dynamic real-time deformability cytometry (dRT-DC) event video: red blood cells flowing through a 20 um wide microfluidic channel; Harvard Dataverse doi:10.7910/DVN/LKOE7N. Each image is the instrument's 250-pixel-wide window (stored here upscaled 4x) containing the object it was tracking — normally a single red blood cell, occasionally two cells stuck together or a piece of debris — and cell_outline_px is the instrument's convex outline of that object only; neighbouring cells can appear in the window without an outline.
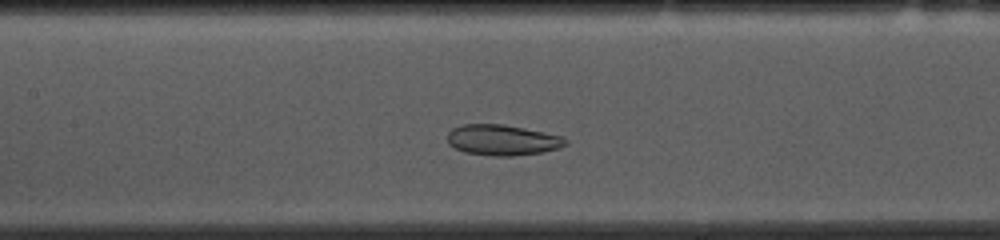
{"species": "common noctule bat (a hibernating species)", "species_latin": "Nyctalus noctula", "temperature_condition": "cold", "stored_images_in_passage": 38, "camera_frame_rate_fps": 3000, "um_per_image_px": 0.085, "animal": {"sex": "female", "body_mass_g": 10.0, "forearm_length_mm": 53.1}, "frame": {"image": 1, "passage_image": 18, "time_ms": 5.667, "image_size_px": [1000, 240], "cell_outline_px": [[568, 144], [560, 148], [544, 152], [512, 156], [492, 156], [464, 152], [448, 144], [448, 132], [452, 128], [464, 124], [504, 124], [544, 132], [560, 136], [568, 140]], "centroid_in_image_um": [42.71, 11.91], "position_along_channel_um": 164.7, "area_um2": 21.21}}
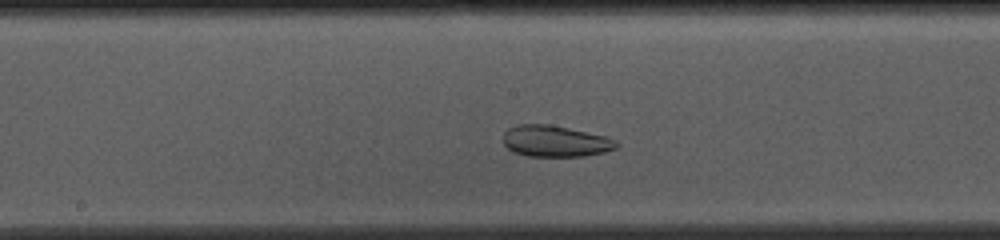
{"frame": {"image": 2, "passage_image": 21, "time_ms": 6.667, "image_size_px": [1000, 240], "cell_outline_px": [[620, 144], [616, 148], [604, 152], [584, 156], [528, 156], [512, 152], [504, 144], [504, 132], [508, 128], [520, 124], [548, 124], [568, 128], [604, 136], [616, 140]], "centroid_in_image_um": [47.19, 12.0], "position_along_channel_um": 201.0, "area_um2": 20.58}}
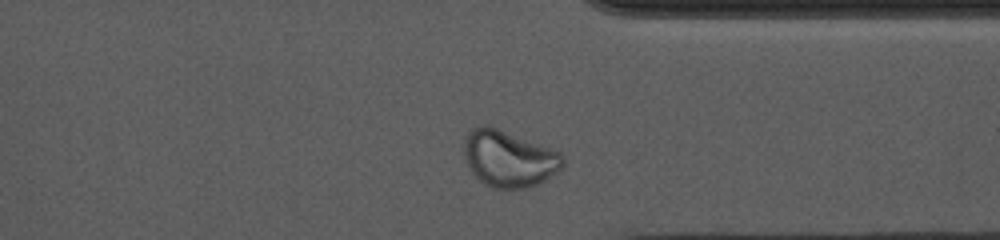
{"frame": {"image": 3, "passage_image": 35, "time_ms": 11.333, "image_size_px": [1000, 240], "cell_outline_px": [[564, 164], [556, 172], [544, 180], [528, 188], [492, 188], [484, 184], [472, 172], [464, 156], [464, 136], [472, 128], [480, 124], [484, 124], [496, 128], [560, 152], [564, 160]], "centroid_in_image_um": [43.21, 13.48], "position_along_channel_um": 368.2, "area_um2": 32.14}, "authors_computed_cell_mechanics": {"area_um2": 24.565, "velocity_mm_per_s": 3.6381, "shape_relaxation_time_tau1_ms": null, "shape_relaxation_time_tau2_ms": 1.702, "deformation_change_tau1": null, "deformation_change_tau2": 0.0607}}